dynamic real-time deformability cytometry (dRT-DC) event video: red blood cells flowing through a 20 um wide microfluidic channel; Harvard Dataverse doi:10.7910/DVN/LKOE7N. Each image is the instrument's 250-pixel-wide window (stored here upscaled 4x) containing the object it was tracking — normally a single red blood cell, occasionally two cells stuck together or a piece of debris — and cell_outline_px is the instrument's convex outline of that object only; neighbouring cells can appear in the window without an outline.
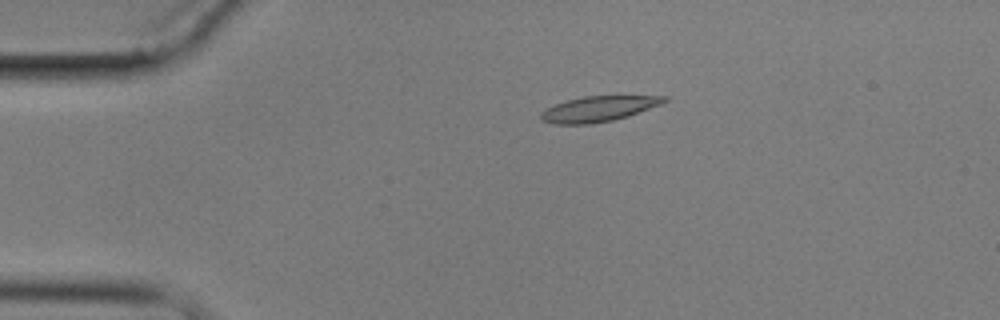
{"species": "common noctule bat (a hibernating species)", "species_latin": "Nyctalus noctula", "temperature_condition": "cold", "stored_images_in_passage": 5, "camera_frame_rate_fps": 3000, "um_per_image_px": 0.085, "animal": {"sex": "male", "body_mass_g": 17.9}, "frame": {"image": 1, "passage_image": 2, "time_ms": 1.0, "image_size_px": [1000, 320], "cell_outline_px": [[668, 100], [660, 104], [628, 116], [612, 120], [592, 124], [556, 124], [540, 120], [540, 112], [556, 104], [568, 100], [584, 96], [668, 96]], "centroid_in_image_um": [50.85, 9.26], "position_along_channel_um": 34.1, "area_um2": 18.03}}
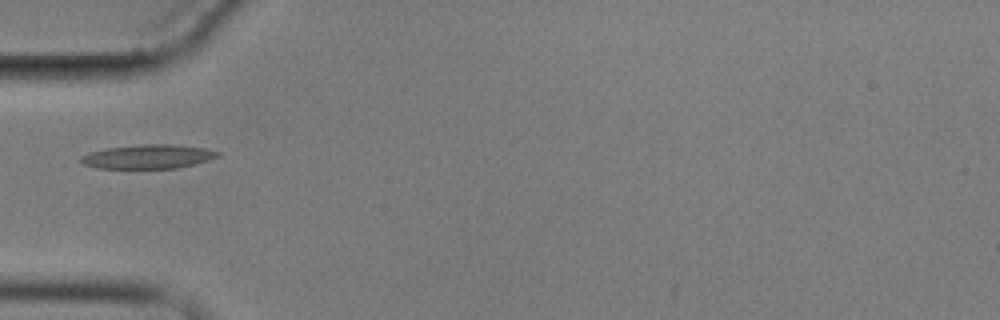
{"frame": {"image": 2, "passage_image": 4, "time_ms": 3.333, "image_size_px": [1000, 320], "cell_outline_px": [[220, 156], [208, 160], [176, 168], [96, 168], [84, 164], [80, 160], [80, 156], [88, 152], [108, 148], [140, 144], [172, 144], [204, 148], [220, 152]], "centroid_in_image_um": [12.56, 13.3], "position_along_channel_um": 72.4, "area_um2": 19.07}}
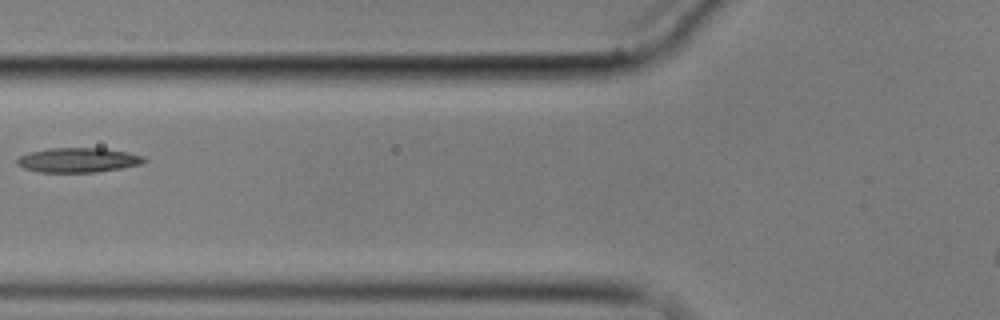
{"frame": {"image": 3, "passage_image": 5, "time_ms": 4.667, "image_size_px": [1000, 320], "cell_outline_px": [[148, 160], [140, 164], [100, 172], [36, 172], [24, 168], [16, 164], [16, 160], [20, 156], [28, 152], [48, 148], [104, 148], [128, 152], [144, 156]], "centroid_in_image_um": [6.63, 13.6], "position_along_channel_um": 119.2, "area_um2": 18.38}}